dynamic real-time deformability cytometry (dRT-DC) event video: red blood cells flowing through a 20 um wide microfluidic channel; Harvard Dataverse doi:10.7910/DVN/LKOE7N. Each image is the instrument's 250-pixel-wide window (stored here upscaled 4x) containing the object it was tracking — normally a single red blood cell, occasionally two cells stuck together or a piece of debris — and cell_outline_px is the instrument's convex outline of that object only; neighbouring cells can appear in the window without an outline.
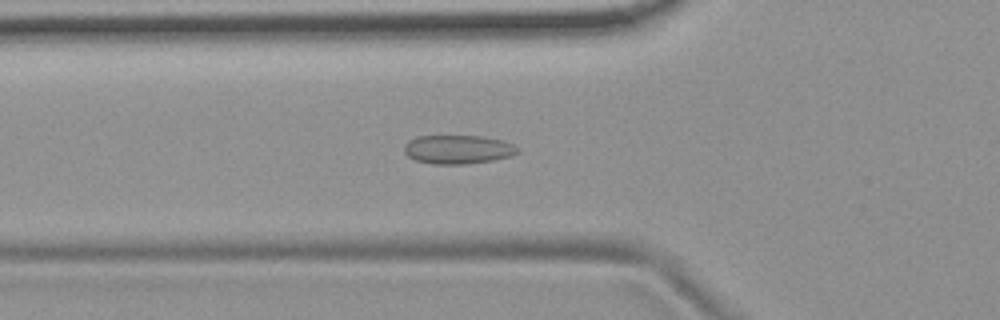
{"species": "common noctule bat (a hibernating species)", "species_latin": "Nyctalus noctula", "temperature_condition": "room temperature", "stored_images_in_passage": 33, "camera_frame_rate_fps": 3000, "um_per_image_px": 0.085, "animal": {"sex": "female", "body_mass_g": 19.9}, "frame": {"image": 1, "passage_image": 3, "time_ms": 0.667, "image_size_px": [1000, 320], "cell_outline_px": [[520, 152], [512, 156], [492, 160], [464, 164], [432, 164], [416, 160], [408, 156], [404, 152], [404, 144], [408, 140], [416, 136], [484, 136], [500, 140], [512, 144], [520, 148]], "centroid_in_image_um": [38.92, 12.7], "position_along_channel_um": 86.9, "area_um2": 19.13}}
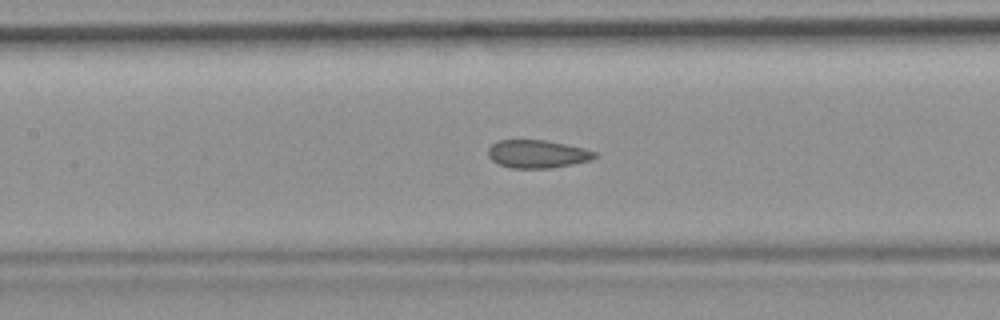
{"frame": {"image": 2, "passage_image": 9, "time_ms": 2.667, "image_size_px": [1000, 320], "cell_outline_px": [[600, 156], [592, 160], [552, 168], [512, 168], [500, 164], [492, 160], [488, 156], [488, 148], [492, 144], [500, 140], [544, 140], [584, 148], [596, 152]], "centroid_in_image_um": [45.71, 13.09], "position_along_channel_um": 161.7, "area_um2": 17.4}}
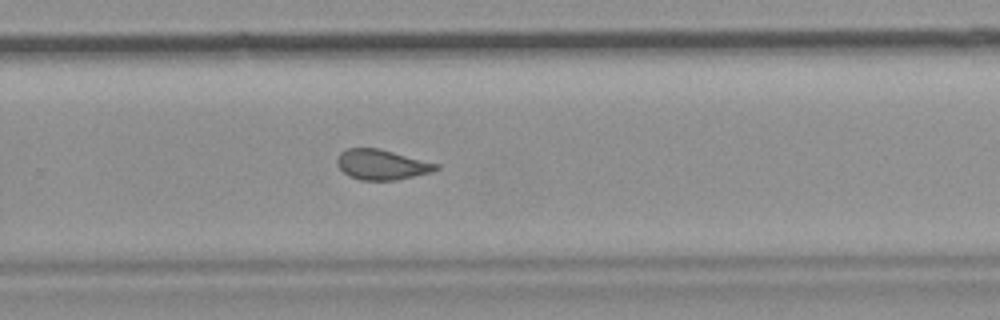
{"frame": {"image": 3, "passage_image": 20, "time_ms": 6.333, "image_size_px": [1000, 320], "cell_outline_px": [[440, 168], [432, 172], [396, 180], [360, 180], [348, 176], [336, 164], [336, 160], [340, 152], [348, 148], [380, 148], [440, 164]], "centroid_in_image_um": [32.46, 13.99], "position_along_channel_um": 297.3, "area_um2": 17.57}, "authors_computed_cell_mechanics": {"area_um2": 17.918, "velocity_mm_per_s": 3.7191, "shape_relaxation_time_tau1_ms": null, "shape_relaxation_time_tau2_ms": 1.2773, "deformation_change_tau1": null, "deformation_change_tau2": 0.0835}}